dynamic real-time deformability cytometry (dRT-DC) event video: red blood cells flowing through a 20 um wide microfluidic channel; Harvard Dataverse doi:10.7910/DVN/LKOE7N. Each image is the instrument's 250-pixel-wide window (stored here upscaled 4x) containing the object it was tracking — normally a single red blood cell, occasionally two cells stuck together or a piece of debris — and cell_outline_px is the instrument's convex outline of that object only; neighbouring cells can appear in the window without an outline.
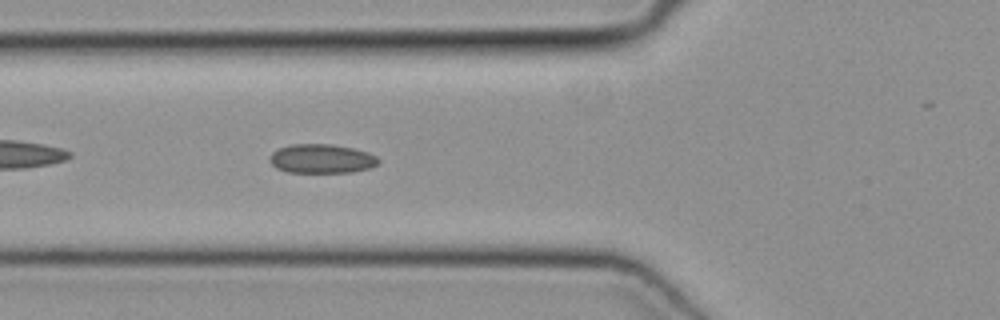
{"species": "common noctule bat (a hibernating species)", "species_latin": "Nyctalus noctula", "temperature_condition": "cold", "stored_images_in_passage": 44, "camera_frame_rate_fps": 3000, "um_per_image_px": 0.085, "animal": {"sex": "female", "body_mass_g": 19.3, "forearm_length_mm": 54.1}, "frame": {"image": 1, "passage_image": 13, "time_ms": 4.0, "image_size_px": [1000, 320], "cell_outline_px": [[380, 164], [368, 168], [352, 172], [288, 172], [276, 168], [268, 160], [272, 152], [280, 148], [292, 144], [332, 144], [352, 148], [368, 152], [376, 156], [380, 160]], "centroid_in_image_um": [27.34, 13.49], "position_along_channel_um": 98.5, "area_um2": 18.44}}
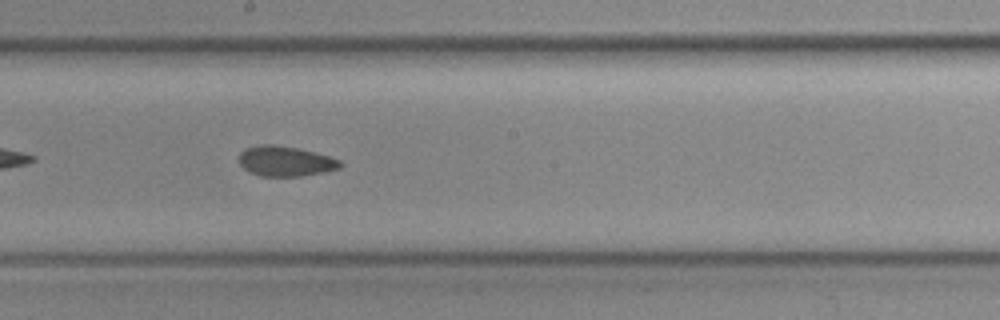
{"frame": {"image": 2, "passage_image": 22, "time_ms": 7.0, "image_size_px": [1000, 320], "cell_outline_px": [[344, 164], [340, 168], [324, 172], [300, 176], [260, 176], [244, 168], [240, 164], [240, 152], [244, 148], [260, 144], [272, 144], [296, 148], [328, 156], [340, 160]], "centroid_in_image_um": [24.26, 13.7], "position_along_channel_um": 223.9, "area_um2": 17.63}}
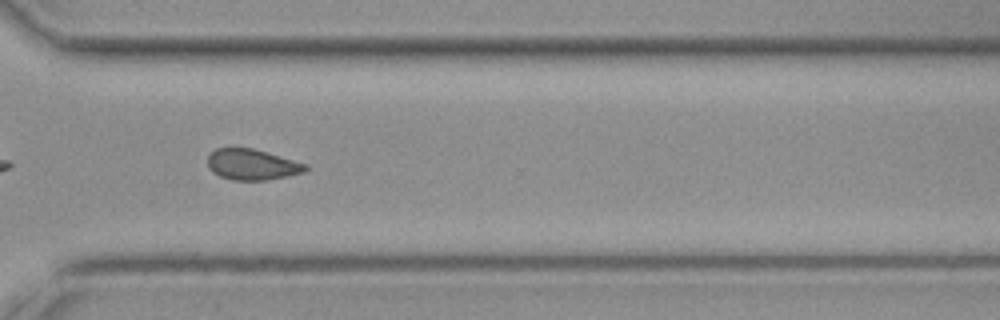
{"frame": {"image": 3, "passage_image": 31, "time_ms": 10.0, "image_size_px": [1000, 320], "cell_outline_px": [[308, 168], [304, 172], [288, 176], [268, 180], [232, 180], [220, 176], [212, 172], [208, 168], [208, 156], [216, 148], [252, 148], [268, 152], [308, 164]], "centroid_in_image_um": [21.44, 13.99], "position_along_channel_um": 349.2, "area_um2": 17.69}}